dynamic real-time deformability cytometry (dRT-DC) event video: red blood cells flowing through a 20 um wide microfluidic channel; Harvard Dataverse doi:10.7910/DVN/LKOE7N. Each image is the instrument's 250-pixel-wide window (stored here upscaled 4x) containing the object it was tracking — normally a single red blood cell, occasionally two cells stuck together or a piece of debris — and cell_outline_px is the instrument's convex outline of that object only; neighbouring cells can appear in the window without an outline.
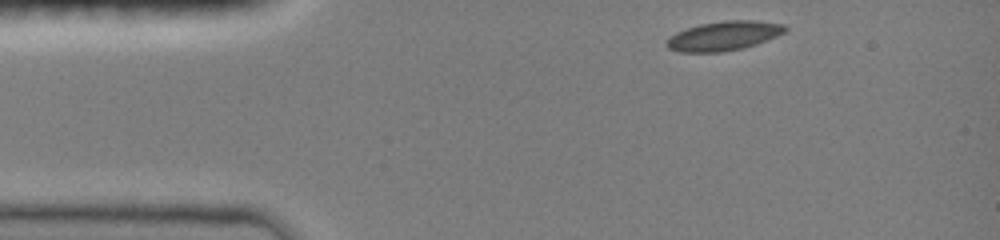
{"species": "common noctule bat (a hibernating species)", "species_latin": "Nyctalus noctula", "temperature_condition": "room temperature", "stored_images_in_passage": 7, "camera_frame_rate_fps": 3000, "um_per_image_px": 0.085, "animal": {"sex": "female", "body_mass_g": 19.0, "forearm_length_mm": 51.5}, "frame": {"image": 1, "passage_image": 1, "time_ms": 0.0, "image_size_px": [1000, 240], "cell_outline_px": [[788, 28], [784, 32], [776, 36], [756, 44], [744, 48], [724, 52], [680, 52], [668, 48], [668, 36], [676, 32], [700, 24], [724, 20], [752, 20], [784, 24]], "centroid_in_image_um": [61.53, 3.05], "position_along_channel_um": 23.5, "area_um2": 20.17}}